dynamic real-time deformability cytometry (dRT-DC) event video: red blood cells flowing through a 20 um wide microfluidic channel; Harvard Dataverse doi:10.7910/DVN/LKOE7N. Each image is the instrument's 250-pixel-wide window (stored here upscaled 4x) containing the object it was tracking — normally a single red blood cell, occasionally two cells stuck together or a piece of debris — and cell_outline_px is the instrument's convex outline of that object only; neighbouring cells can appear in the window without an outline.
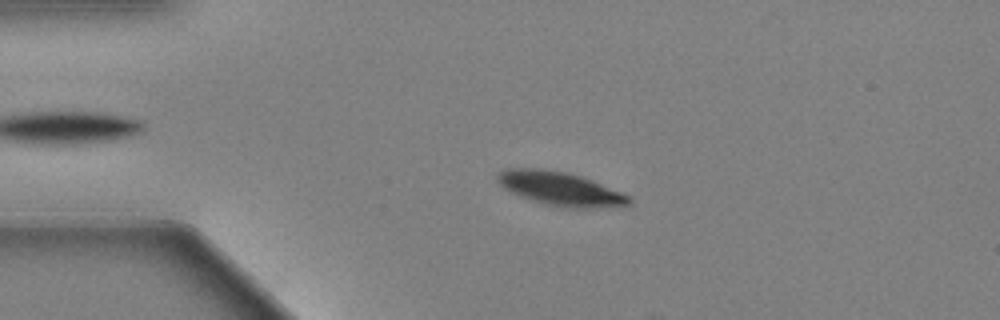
{"species": "Egyptian fruit bat (a non-hibernating species)", "species_latin": "Rousettus aegyptiacus", "temperature_condition": "warm", "stored_images_in_passage": 54, "camera_frame_rate_fps": 3000, "um_per_image_px": 0.085, "animal": {"sex": "female"}, "frame": {"image": 1, "passage_image": 10, "time_ms": 3.0, "image_size_px": [1000, 320], "cell_outline_px": [[632, 200], [628, 204], [592, 208], [564, 208], [544, 204], [520, 196], [504, 188], [496, 180], [496, 176], [500, 172], [508, 168], [540, 168], [568, 172], [592, 180], [632, 196]], "centroid_in_image_um": [47.62, 16.03], "position_along_channel_um": 37.4, "area_um2": 25.84}}
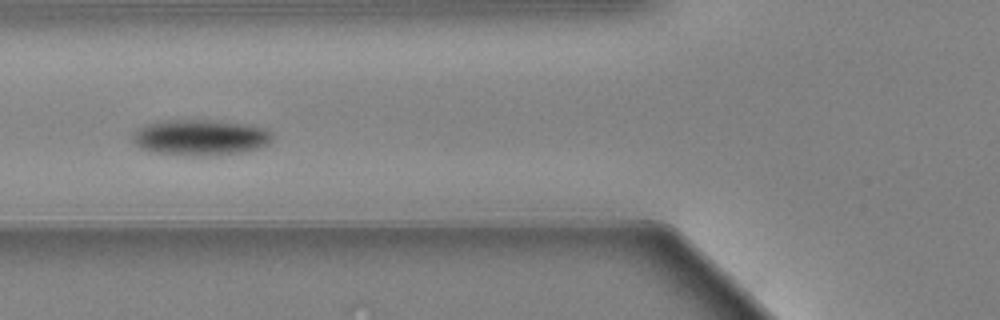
{"frame": {"image": 2, "passage_image": 19, "time_ms": 6.0, "image_size_px": [1000, 320], "cell_outline_px": [[272, 140], [268, 144], [256, 148], [240, 152], [216, 156], [184, 156], [152, 152], [140, 148], [132, 140], [132, 136], [136, 128], [144, 124], [164, 120], [212, 120], [244, 124], [264, 128], [272, 132]], "centroid_in_image_um": [16.97, 11.69], "position_along_channel_um": 108.8, "area_um2": 29.54}}
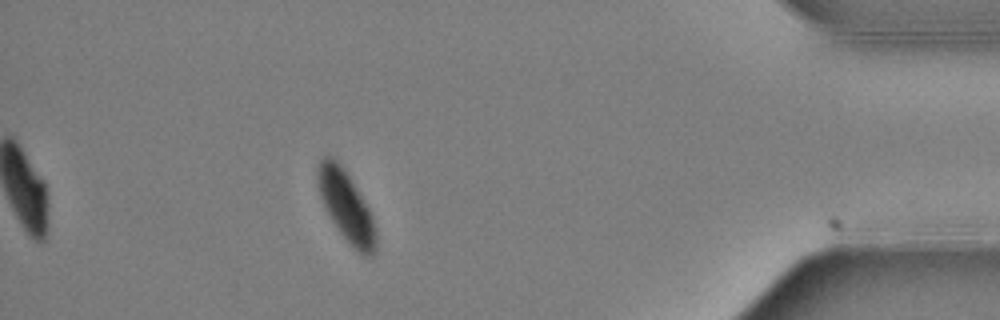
{"frame": {"image": 3, "passage_image": 48, "time_ms": 15.667, "image_size_px": [1000, 320], "cell_outline_px": [[376, 252], [372, 256], [364, 256], [356, 252], [348, 244], [336, 228], [320, 196], [316, 180], [316, 164], [324, 156], [332, 156], [344, 168], [368, 208], [372, 216], [376, 236]], "centroid_in_image_um": [29.41, 17.55], "position_along_channel_um": 405.8, "area_um2": 23.99}, "authors_computed_cell_mechanics": {"area_um2": 27.1082, "velocity_mm_per_s": 3.5715, "shape_relaxation_time_tau1_ms": 1.9031, "shape_relaxation_time_tau2_ms": null, "deformation_change_tau1": 0.115, "deformation_change_tau2": null}}